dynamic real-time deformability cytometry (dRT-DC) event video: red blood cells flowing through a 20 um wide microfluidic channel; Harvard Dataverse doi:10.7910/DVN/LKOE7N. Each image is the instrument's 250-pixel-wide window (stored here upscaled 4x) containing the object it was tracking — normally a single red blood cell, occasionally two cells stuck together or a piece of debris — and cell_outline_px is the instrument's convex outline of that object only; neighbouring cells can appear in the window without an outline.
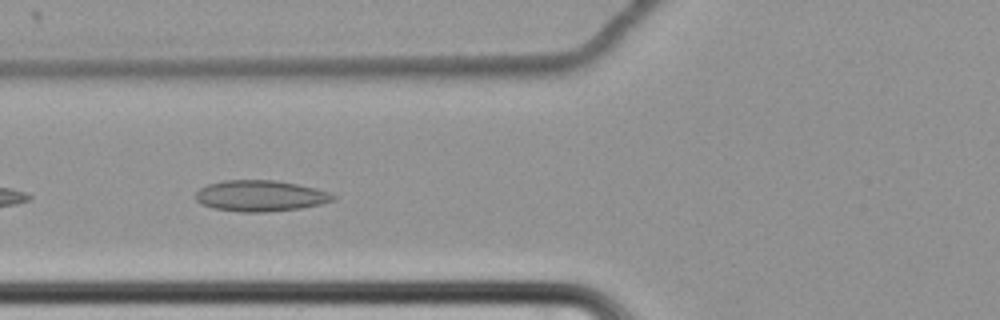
{"species": "common noctule bat (a hibernating species)", "species_latin": "Nyctalus noctula", "temperature_condition": "cold", "stored_images_in_passage": 42, "camera_frame_rate_fps": 3000, "um_per_image_px": 0.085, "animal": {"sex": "female", "body_mass_g": 22.7, "forearm_length_mm": 54.2}, "frame": {"image": 1, "passage_image": 5, "time_ms": 1.333, "image_size_px": [1000, 320], "cell_outline_px": [[336, 200], [320, 204], [300, 208], [260, 212], [240, 212], [212, 208], [200, 204], [196, 200], [196, 192], [200, 188], [208, 184], [224, 180], [276, 180], [316, 188], [328, 192], [336, 196]], "centroid_in_image_um": [22.11, 16.64], "position_along_channel_um": 103.7, "area_um2": 24.85}}
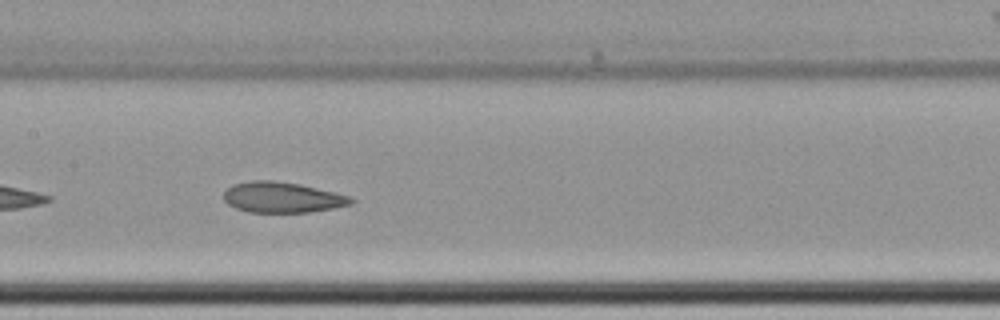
{"frame": {"image": 2, "passage_image": 12, "time_ms": 3.667, "image_size_px": [1000, 320], "cell_outline_px": [[356, 200], [352, 204], [332, 208], [308, 212], [248, 212], [236, 208], [228, 204], [224, 200], [224, 192], [232, 184], [248, 180], [272, 180], [300, 184], [352, 196]], "centroid_in_image_um": [23.99, 16.76], "position_along_channel_um": 183.4, "area_um2": 22.83}}
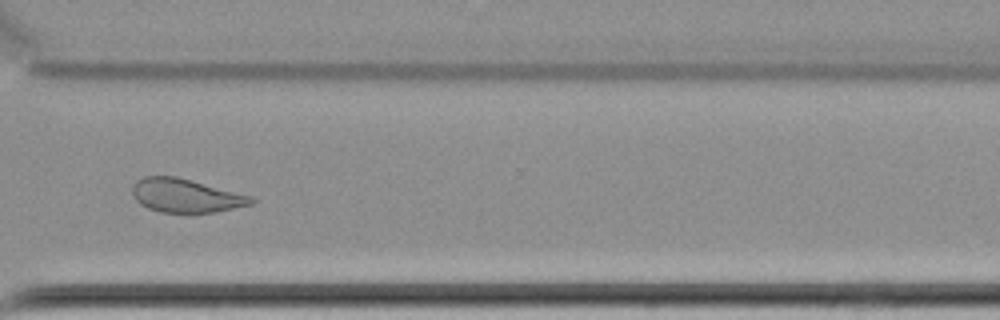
{"frame": {"image": 3, "passage_image": 27, "time_ms": 8.667, "image_size_px": [1000, 320], "cell_outline_px": [[256, 200], [252, 204], [216, 212], [160, 212], [148, 208], [140, 204], [132, 196], [132, 184], [136, 180], [144, 176], [176, 176], [252, 196]], "centroid_in_image_um": [15.76, 16.62], "position_along_channel_um": 354.8, "area_um2": 23.29}, "authors_computed_cell_mechanics": {"area_um2": 24.2182, "velocity_mm_per_s": 3.4165, "shape_relaxation_time_tau1_ms": null, "shape_relaxation_time_tau2_ms": 3.1092, "deformation_change_tau1": null, "deformation_change_tau2": 0.0771}}